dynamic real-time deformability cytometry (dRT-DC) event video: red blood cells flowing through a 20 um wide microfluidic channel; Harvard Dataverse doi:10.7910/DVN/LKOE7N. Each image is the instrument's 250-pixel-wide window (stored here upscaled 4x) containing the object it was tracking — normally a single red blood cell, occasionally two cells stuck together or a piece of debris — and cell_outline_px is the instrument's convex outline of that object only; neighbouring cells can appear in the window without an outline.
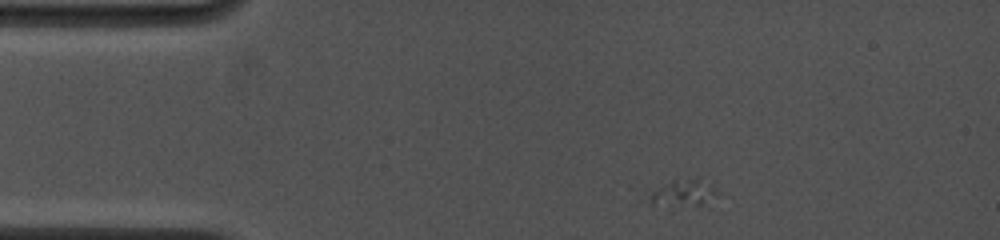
{"species": "common noctule bat (a hibernating species)", "species_latin": "Nyctalus noctula", "temperature_condition": "cold", "stored_images_in_passage": 14, "camera_frame_rate_fps": 4500, "um_per_image_px": 0.085, "animal": {"sex": "female", "body_mass_g": 19.0, "forearm_length_mm": 53.3}, "frame": {"image": 1, "passage_image": 1, "time_ms": 0.0, "image_size_px": [1000, 240], "cell_outline_px": [[716, 192], [700, 204], [652, 208], [648, 200], [648, 196], [652, 192], [672, 180], [696, 180], [712, 184]], "centroid_in_image_um": [57.89, 16.46], "position_along_channel_um": 27.1, "area_um2": 10.06}}